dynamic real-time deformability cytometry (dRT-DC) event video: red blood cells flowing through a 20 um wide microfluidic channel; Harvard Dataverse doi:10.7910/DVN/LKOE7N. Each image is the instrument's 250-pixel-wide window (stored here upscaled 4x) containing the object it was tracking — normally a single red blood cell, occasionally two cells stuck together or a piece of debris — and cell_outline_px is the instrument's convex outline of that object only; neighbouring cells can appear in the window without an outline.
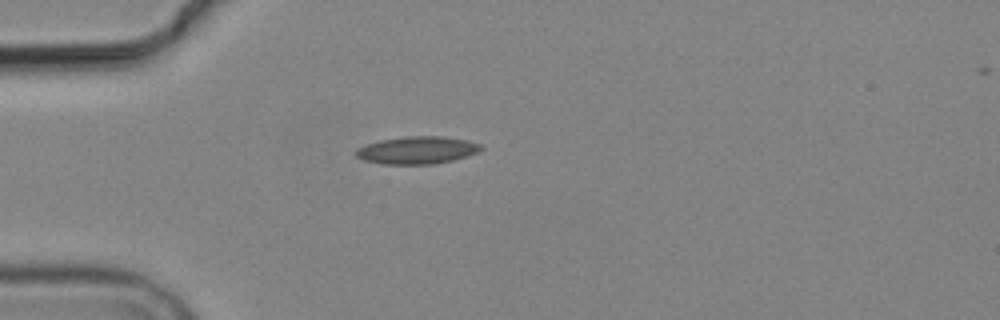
{"species": "common noctule bat (a hibernating species)", "species_latin": "Nyctalus noctula", "temperature_condition": "cold", "stored_images_in_passage": 2, "camera_frame_rate_fps": 3000, "um_per_image_px": 0.085, "animal": {"sex": "male", "body_mass_g": 19.2, "forearm_length_mm": 51.8}, "frame": {"image": 1, "passage_image": 2, "time_ms": 1.333, "image_size_px": [1000, 320], "cell_outline_px": [[484, 148], [476, 152], [452, 160], [432, 164], [384, 164], [364, 160], [356, 156], [356, 148], [380, 140], [404, 136], [444, 136], [468, 140], [480, 144]], "centroid_in_image_um": [35.45, 12.75], "position_along_channel_um": 49.6, "area_um2": 19.88}}